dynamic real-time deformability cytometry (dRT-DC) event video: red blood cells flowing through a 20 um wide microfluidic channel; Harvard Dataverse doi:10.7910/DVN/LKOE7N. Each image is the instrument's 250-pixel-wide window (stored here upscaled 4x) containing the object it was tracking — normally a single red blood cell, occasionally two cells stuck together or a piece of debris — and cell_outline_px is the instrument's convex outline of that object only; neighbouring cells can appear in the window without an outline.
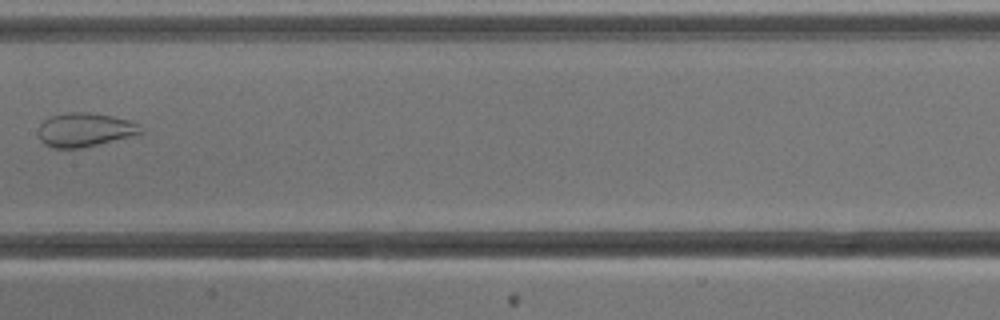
{"species": "common noctule bat (a hibernating species)", "species_latin": "Nyctalus noctula", "temperature_condition": "cold", "stored_images_in_passage": 8, "camera_frame_rate_fps": 3000, "um_per_image_px": 0.085, "animal": {"sex": "male", "body_mass_g": 13.3}, "frame": {"image": 1, "passage_image": 8, "time_ms": 8.333, "image_size_px": [1000, 320], "cell_outline_px": [[144, 132], [84, 148], [52, 148], [44, 144], [40, 140], [40, 124], [44, 120], [52, 116], [68, 112], [88, 112], [112, 116], [128, 120], [140, 124]], "centroid_in_image_um": [7.21, 11.03], "position_along_channel_um": 200.2, "area_um2": 20.06}}